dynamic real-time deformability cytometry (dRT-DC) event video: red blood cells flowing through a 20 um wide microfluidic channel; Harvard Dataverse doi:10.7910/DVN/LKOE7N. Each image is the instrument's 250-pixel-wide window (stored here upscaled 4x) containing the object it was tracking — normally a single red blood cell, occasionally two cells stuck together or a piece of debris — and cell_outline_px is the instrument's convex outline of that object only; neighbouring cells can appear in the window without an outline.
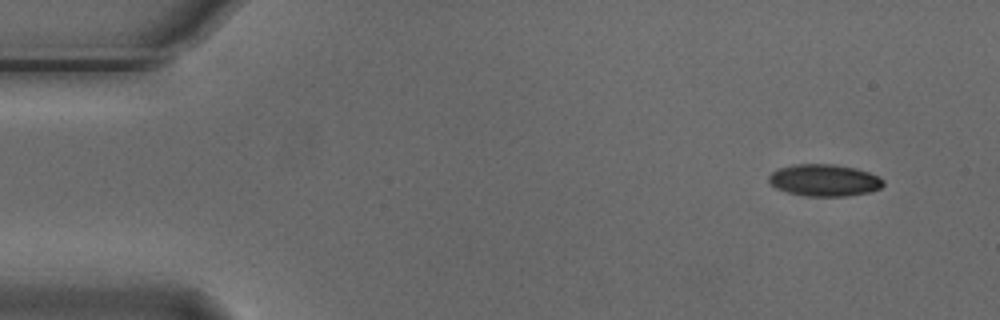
{"species": "Egyptian fruit bat (a non-hibernating species)", "species_latin": "Rousettus aegyptiacus", "temperature_condition": "cold", "stored_images_in_passage": 3, "camera_frame_rate_fps": 3000, "um_per_image_px": 0.085, "animal": {"sex": "male"}, "frame": {"image": 1, "passage_image": 1, "time_ms": 0.0, "image_size_px": [1000, 320], "cell_outline_px": [[884, 184], [880, 188], [872, 192], [848, 196], [808, 196], [788, 192], [776, 188], [768, 180], [768, 176], [772, 172], [780, 168], [796, 164], [836, 164], [856, 168], [880, 176], [884, 180]], "centroid_in_image_um": [70.11, 15.32], "position_along_channel_um": 14.9, "area_um2": 21.39}}